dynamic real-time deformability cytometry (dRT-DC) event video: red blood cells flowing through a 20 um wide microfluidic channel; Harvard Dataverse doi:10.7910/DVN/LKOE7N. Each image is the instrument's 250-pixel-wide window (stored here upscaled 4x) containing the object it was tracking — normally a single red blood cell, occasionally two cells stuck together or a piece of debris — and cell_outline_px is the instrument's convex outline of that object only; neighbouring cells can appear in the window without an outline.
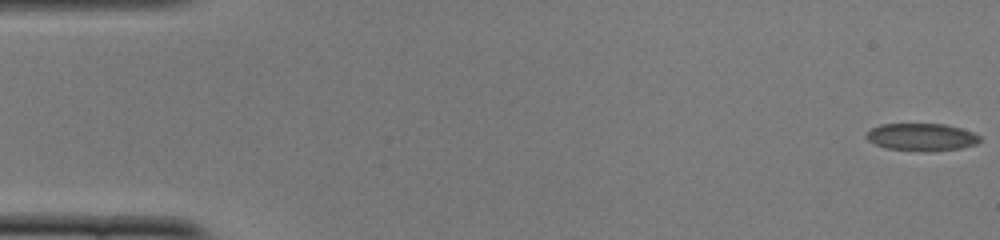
{"species": "common noctule bat (a hibernating species)", "species_latin": "Nyctalus noctula", "temperature_condition": "cold", "stored_images_in_passage": 54, "camera_frame_rate_fps": 3000, "um_per_image_px": 0.085, "animal": {"sex": "female", "body_mass_g": 22.0, "forearm_length_mm": 56.7}, "frame": {"image": 1, "passage_image": 1, "time_ms": 0.0, "image_size_px": [1000, 240], "cell_outline_px": [[980, 140], [976, 144], [960, 148], [928, 152], [924, 152], [888, 148], [876, 144], [868, 140], [864, 136], [872, 128], [880, 124], [944, 124], [960, 128], [972, 132], [980, 136]], "centroid_in_image_um": [78.33, 11.65], "position_along_channel_um": 6.7, "area_um2": 18.09}}
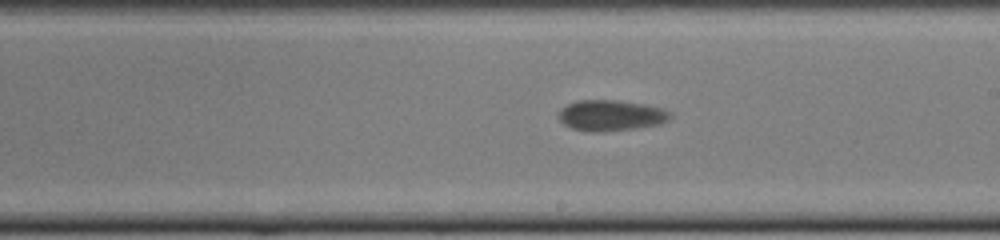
{"frame": {"image": 2, "passage_image": 31, "time_ms": 10.0, "image_size_px": [1000, 240], "cell_outline_px": [[672, 116], [668, 120], [660, 124], [604, 132], [584, 132], [572, 128], [564, 124], [556, 116], [560, 108], [576, 100], [616, 100], [640, 104], [660, 108], [668, 112]], "centroid_in_image_um": [51.83, 9.82], "position_along_channel_um": 237.2, "area_um2": 20.0}}
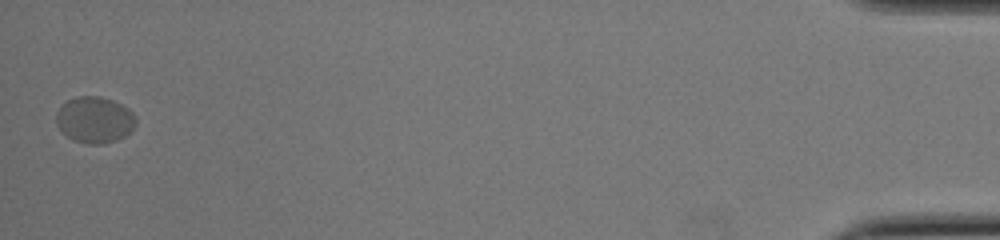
{"frame": {"image": 3, "passage_image": 54, "time_ms": 17.667, "image_size_px": [1000, 240], "cell_outline_px": [[136, 124], [124, 136], [116, 140], [100, 144], [88, 144], [72, 140], [56, 124], [56, 112], [68, 100], [76, 96], [100, 96], [112, 100], [128, 108], [132, 112], [136, 120]], "centroid_in_image_um": [8.04, 10.18], "position_along_channel_um": 427.2, "area_um2": 21.27}, "authors_computed_cell_mechanics": {"area_um2": 19.1896, "velocity_mm_per_s": 3.7034, "shape_relaxation_time_tau1_ms": 1.7956, "shape_relaxation_time_tau2_ms": 2.4313, "deformation_change_tau1": 0.0651, "deformation_change_tau2": 0.0553}}